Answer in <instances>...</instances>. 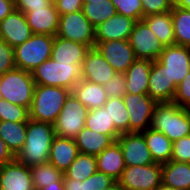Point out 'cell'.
Returning a JSON list of instances; mask_svg holds the SVG:
<instances>
[{
    "label": "cell",
    "instance_id": "cell-45",
    "mask_svg": "<svg viewBox=\"0 0 190 190\" xmlns=\"http://www.w3.org/2000/svg\"><path fill=\"white\" fill-rule=\"evenodd\" d=\"M52 3L53 0H14L15 9L24 14L30 9L49 7Z\"/></svg>",
    "mask_w": 190,
    "mask_h": 190
},
{
    "label": "cell",
    "instance_id": "cell-1",
    "mask_svg": "<svg viewBox=\"0 0 190 190\" xmlns=\"http://www.w3.org/2000/svg\"><path fill=\"white\" fill-rule=\"evenodd\" d=\"M55 136L53 124L29 119L26 141L15 158L28 167L48 162Z\"/></svg>",
    "mask_w": 190,
    "mask_h": 190
},
{
    "label": "cell",
    "instance_id": "cell-16",
    "mask_svg": "<svg viewBox=\"0 0 190 190\" xmlns=\"http://www.w3.org/2000/svg\"><path fill=\"white\" fill-rule=\"evenodd\" d=\"M33 35L26 16L14 9L0 22V38L12 48L23 44Z\"/></svg>",
    "mask_w": 190,
    "mask_h": 190
},
{
    "label": "cell",
    "instance_id": "cell-6",
    "mask_svg": "<svg viewBox=\"0 0 190 190\" xmlns=\"http://www.w3.org/2000/svg\"><path fill=\"white\" fill-rule=\"evenodd\" d=\"M54 36L33 34L23 44L14 48V62L18 69L32 72L51 58Z\"/></svg>",
    "mask_w": 190,
    "mask_h": 190
},
{
    "label": "cell",
    "instance_id": "cell-46",
    "mask_svg": "<svg viewBox=\"0 0 190 190\" xmlns=\"http://www.w3.org/2000/svg\"><path fill=\"white\" fill-rule=\"evenodd\" d=\"M60 15L74 13L82 10L81 0H53Z\"/></svg>",
    "mask_w": 190,
    "mask_h": 190
},
{
    "label": "cell",
    "instance_id": "cell-34",
    "mask_svg": "<svg viewBox=\"0 0 190 190\" xmlns=\"http://www.w3.org/2000/svg\"><path fill=\"white\" fill-rule=\"evenodd\" d=\"M35 190H41L54 182H63V172L49 162L30 167Z\"/></svg>",
    "mask_w": 190,
    "mask_h": 190
},
{
    "label": "cell",
    "instance_id": "cell-49",
    "mask_svg": "<svg viewBox=\"0 0 190 190\" xmlns=\"http://www.w3.org/2000/svg\"><path fill=\"white\" fill-rule=\"evenodd\" d=\"M65 190H82V181L71 178H63Z\"/></svg>",
    "mask_w": 190,
    "mask_h": 190
},
{
    "label": "cell",
    "instance_id": "cell-5",
    "mask_svg": "<svg viewBox=\"0 0 190 190\" xmlns=\"http://www.w3.org/2000/svg\"><path fill=\"white\" fill-rule=\"evenodd\" d=\"M31 73L36 85L64 87L71 91L82 79L81 65L59 63L51 58L41 63Z\"/></svg>",
    "mask_w": 190,
    "mask_h": 190
},
{
    "label": "cell",
    "instance_id": "cell-8",
    "mask_svg": "<svg viewBox=\"0 0 190 190\" xmlns=\"http://www.w3.org/2000/svg\"><path fill=\"white\" fill-rule=\"evenodd\" d=\"M56 36L83 43L94 48L95 27L88 21L82 10L60 15Z\"/></svg>",
    "mask_w": 190,
    "mask_h": 190
},
{
    "label": "cell",
    "instance_id": "cell-52",
    "mask_svg": "<svg viewBox=\"0 0 190 190\" xmlns=\"http://www.w3.org/2000/svg\"><path fill=\"white\" fill-rule=\"evenodd\" d=\"M102 190H122V187H121L119 181H114L110 186H108Z\"/></svg>",
    "mask_w": 190,
    "mask_h": 190
},
{
    "label": "cell",
    "instance_id": "cell-18",
    "mask_svg": "<svg viewBox=\"0 0 190 190\" xmlns=\"http://www.w3.org/2000/svg\"><path fill=\"white\" fill-rule=\"evenodd\" d=\"M116 71L94 47L86 53L81 66V78L92 83L105 85Z\"/></svg>",
    "mask_w": 190,
    "mask_h": 190
},
{
    "label": "cell",
    "instance_id": "cell-15",
    "mask_svg": "<svg viewBox=\"0 0 190 190\" xmlns=\"http://www.w3.org/2000/svg\"><path fill=\"white\" fill-rule=\"evenodd\" d=\"M177 84L171 82L165 67L158 61L152 62L147 95L157 103L173 102Z\"/></svg>",
    "mask_w": 190,
    "mask_h": 190
},
{
    "label": "cell",
    "instance_id": "cell-7",
    "mask_svg": "<svg viewBox=\"0 0 190 190\" xmlns=\"http://www.w3.org/2000/svg\"><path fill=\"white\" fill-rule=\"evenodd\" d=\"M88 110L74 94L70 93L53 124L55 134L59 137L75 139L85 127Z\"/></svg>",
    "mask_w": 190,
    "mask_h": 190
},
{
    "label": "cell",
    "instance_id": "cell-17",
    "mask_svg": "<svg viewBox=\"0 0 190 190\" xmlns=\"http://www.w3.org/2000/svg\"><path fill=\"white\" fill-rule=\"evenodd\" d=\"M0 190H35L30 167L16 158L0 167Z\"/></svg>",
    "mask_w": 190,
    "mask_h": 190
},
{
    "label": "cell",
    "instance_id": "cell-50",
    "mask_svg": "<svg viewBox=\"0 0 190 190\" xmlns=\"http://www.w3.org/2000/svg\"><path fill=\"white\" fill-rule=\"evenodd\" d=\"M41 190H65L64 189V182H54V184H49L45 188Z\"/></svg>",
    "mask_w": 190,
    "mask_h": 190
},
{
    "label": "cell",
    "instance_id": "cell-22",
    "mask_svg": "<svg viewBox=\"0 0 190 190\" xmlns=\"http://www.w3.org/2000/svg\"><path fill=\"white\" fill-rule=\"evenodd\" d=\"M96 165L98 172L110 176L115 181L121 179L126 166L121 146L117 140L96 156Z\"/></svg>",
    "mask_w": 190,
    "mask_h": 190
},
{
    "label": "cell",
    "instance_id": "cell-54",
    "mask_svg": "<svg viewBox=\"0 0 190 190\" xmlns=\"http://www.w3.org/2000/svg\"><path fill=\"white\" fill-rule=\"evenodd\" d=\"M82 1V3L84 4V3H89V0H81Z\"/></svg>",
    "mask_w": 190,
    "mask_h": 190
},
{
    "label": "cell",
    "instance_id": "cell-11",
    "mask_svg": "<svg viewBox=\"0 0 190 190\" xmlns=\"http://www.w3.org/2000/svg\"><path fill=\"white\" fill-rule=\"evenodd\" d=\"M128 41L137 59L157 60L164 48L143 20L135 22Z\"/></svg>",
    "mask_w": 190,
    "mask_h": 190
},
{
    "label": "cell",
    "instance_id": "cell-40",
    "mask_svg": "<svg viewBox=\"0 0 190 190\" xmlns=\"http://www.w3.org/2000/svg\"><path fill=\"white\" fill-rule=\"evenodd\" d=\"M143 17L172 10L174 0H141Z\"/></svg>",
    "mask_w": 190,
    "mask_h": 190
},
{
    "label": "cell",
    "instance_id": "cell-41",
    "mask_svg": "<svg viewBox=\"0 0 190 190\" xmlns=\"http://www.w3.org/2000/svg\"><path fill=\"white\" fill-rule=\"evenodd\" d=\"M171 160L190 163V135L173 142Z\"/></svg>",
    "mask_w": 190,
    "mask_h": 190
},
{
    "label": "cell",
    "instance_id": "cell-35",
    "mask_svg": "<svg viewBox=\"0 0 190 190\" xmlns=\"http://www.w3.org/2000/svg\"><path fill=\"white\" fill-rule=\"evenodd\" d=\"M85 127L100 134L121 135L115 129L114 123L110 120V116L103 106L88 110Z\"/></svg>",
    "mask_w": 190,
    "mask_h": 190
},
{
    "label": "cell",
    "instance_id": "cell-47",
    "mask_svg": "<svg viewBox=\"0 0 190 190\" xmlns=\"http://www.w3.org/2000/svg\"><path fill=\"white\" fill-rule=\"evenodd\" d=\"M15 159V155L8 148L6 143L0 138V167Z\"/></svg>",
    "mask_w": 190,
    "mask_h": 190
},
{
    "label": "cell",
    "instance_id": "cell-3",
    "mask_svg": "<svg viewBox=\"0 0 190 190\" xmlns=\"http://www.w3.org/2000/svg\"><path fill=\"white\" fill-rule=\"evenodd\" d=\"M70 93L64 87L35 85L29 119L54 124Z\"/></svg>",
    "mask_w": 190,
    "mask_h": 190
},
{
    "label": "cell",
    "instance_id": "cell-33",
    "mask_svg": "<svg viewBox=\"0 0 190 190\" xmlns=\"http://www.w3.org/2000/svg\"><path fill=\"white\" fill-rule=\"evenodd\" d=\"M96 171V156L79 153L69 168L63 172V178L84 181Z\"/></svg>",
    "mask_w": 190,
    "mask_h": 190
},
{
    "label": "cell",
    "instance_id": "cell-21",
    "mask_svg": "<svg viewBox=\"0 0 190 190\" xmlns=\"http://www.w3.org/2000/svg\"><path fill=\"white\" fill-rule=\"evenodd\" d=\"M90 50L88 45L54 36L51 59L64 64L81 65L86 53Z\"/></svg>",
    "mask_w": 190,
    "mask_h": 190
},
{
    "label": "cell",
    "instance_id": "cell-51",
    "mask_svg": "<svg viewBox=\"0 0 190 190\" xmlns=\"http://www.w3.org/2000/svg\"><path fill=\"white\" fill-rule=\"evenodd\" d=\"M174 5L190 10V0H174Z\"/></svg>",
    "mask_w": 190,
    "mask_h": 190
},
{
    "label": "cell",
    "instance_id": "cell-12",
    "mask_svg": "<svg viewBox=\"0 0 190 190\" xmlns=\"http://www.w3.org/2000/svg\"><path fill=\"white\" fill-rule=\"evenodd\" d=\"M157 60L165 67L171 82L179 85L190 71V48L176 44L164 46Z\"/></svg>",
    "mask_w": 190,
    "mask_h": 190
},
{
    "label": "cell",
    "instance_id": "cell-26",
    "mask_svg": "<svg viewBox=\"0 0 190 190\" xmlns=\"http://www.w3.org/2000/svg\"><path fill=\"white\" fill-rule=\"evenodd\" d=\"M78 100L89 110L101 108L108 100L103 85L81 79L72 89Z\"/></svg>",
    "mask_w": 190,
    "mask_h": 190
},
{
    "label": "cell",
    "instance_id": "cell-38",
    "mask_svg": "<svg viewBox=\"0 0 190 190\" xmlns=\"http://www.w3.org/2000/svg\"><path fill=\"white\" fill-rule=\"evenodd\" d=\"M117 14L133 18L136 21L142 20L143 8L141 0H111Z\"/></svg>",
    "mask_w": 190,
    "mask_h": 190
},
{
    "label": "cell",
    "instance_id": "cell-10",
    "mask_svg": "<svg viewBox=\"0 0 190 190\" xmlns=\"http://www.w3.org/2000/svg\"><path fill=\"white\" fill-rule=\"evenodd\" d=\"M122 99L129 112V132L141 133L150 128L157 102L147 94L127 93Z\"/></svg>",
    "mask_w": 190,
    "mask_h": 190
},
{
    "label": "cell",
    "instance_id": "cell-19",
    "mask_svg": "<svg viewBox=\"0 0 190 190\" xmlns=\"http://www.w3.org/2000/svg\"><path fill=\"white\" fill-rule=\"evenodd\" d=\"M136 20L115 14L95 28V43L110 40H128Z\"/></svg>",
    "mask_w": 190,
    "mask_h": 190
},
{
    "label": "cell",
    "instance_id": "cell-39",
    "mask_svg": "<svg viewBox=\"0 0 190 190\" xmlns=\"http://www.w3.org/2000/svg\"><path fill=\"white\" fill-rule=\"evenodd\" d=\"M103 88L108 99L123 97L127 94L125 74L116 72Z\"/></svg>",
    "mask_w": 190,
    "mask_h": 190
},
{
    "label": "cell",
    "instance_id": "cell-23",
    "mask_svg": "<svg viewBox=\"0 0 190 190\" xmlns=\"http://www.w3.org/2000/svg\"><path fill=\"white\" fill-rule=\"evenodd\" d=\"M79 154L75 139L55 136L51 144L48 162L58 170L66 171Z\"/></svg>",
    "mask_w": 190,
    "mask_h": 190
},
{
    "label": "cell",
    "instance_id": "cell-13",
    "mask_svg": "<svg viewBox=\"0 0 190 190\" xmlns=\"http://www.w3.org/2000/svg\"><path fill=\"white\" fill-rule=\"evenodd\" d=\"M95 48L116 72L125 73L137 59L128 40L98 42Z\"/></svg>",
    "mask_w": 190,
    "mask_h": 190
},
{
    "label": "cell",
    "instance_id": "cell-27",
    "mask_svg": "<svg viewBox=\"0 0 190 190\" xmlns=\"http://www.w3.org/2000/svg\"><path fill=\"white\" fill-rule=\"evenodd\" d=\"M162 183L180 190H190V163L170 160L161 164Z\"/></svg>",
    "mask_w": 190,
    "mask_h": 190
},
{
    "label": "cell",
    "instance_id": "cell-2",
    "mask_svg": "<svg viewBox=\"0 0 190 190\" xmlns=\"http://www.w3.org/2000/svg\"><path fill=\"white\" fill-rule=\"evenodd\" d=\"M153 130L165 134L172 142L190 135V109L173 102L157 103L151 120Z\"/></svg>",
    "mask_w": 190,
    "mask_h": 190
},
{
    "label": "cell",
    "instance_id": "cell-32",
    "mask_svg": "<svg viewBox=\"0 0 190 190\" xmlns=\"http://www.w3.org/2000/svg\"><path fill=\"white\" fill-rule=\"evenodd\" d=\"M171 15L175 44L190 48V10L173 5Z\"/></svg>",
    "mask_w": 190,
    "mask_h": 190
},
{
    "label": "cell",
    "instance_id": "cell-30",
    "mask_svg": "<svg viewBox=\"0 0 190 190\" xmlns=\"http://www.w3.org/2000/svg\"><path fill=\"white\" fill-rule=\"evenodd\" d=\"M27 122L0 121V138L16 156L26 141Z\"/></svg>",
    "mask_w": 190,
    "mask_h": 190
},
{
    "label": "cell",
    "instance_id": "cell-29",
    "mask_svg": "<svg viewBox=\"0 0 190 190\" xmlns=\"http://www.w3.org/2000/svg\"><path fill=\"white\" fill-rule=\"evenodd\" d=\"M142 20L148 25L164 46L175 44L171 11L148 15L143 17Z\"/></svg>",
    "mask_w": 190,
    "mask_h": 190
},
{
    "label": "cell",
    "instance_id": "cell-36",
    "mask_svg": "<svg viewBox=\"0 0 190 190\" xmlns=\"http://www.w3.org/2000/svg\"><path fill=\"white\" fill-rule=\"evenodd\" d=\"M114 123L115 129L120 133L129 132V115L122 97L109 98L103 105Z\"/></svg>",
    "mask_w": 190,
    "mask_h": 190
},
{
    "label": "cell",
    "instance_id": "cell-43",
    "mask_svg": "<svg viewBox=\"0 0 190 190\" xmlns=\"http://www.w3.org/2000/svg\"><path fill=\"white\" fill-rule=\"evenodd\" d=\"M114 181L110 176L96 171L92 176L82 181V190H102Z\"/></svg>",
    "mask_w": 190,
    "mask_h": 190
},
{
    "label": "cell",
    "instance_id": "cell-42",
    "mask_svg": "<svg viewBox=\"0 0 190 190\" xmlns=\"http://www.w3.org/2000/svg\"><path fill=\"white\" fill-rule=\"evenodd\" d=\"M14 68V48L0 38V76Z\"/></svg>",
    "mask_w": 190,
    "mask_h": 190
},
{
    "label": "cell",
    "instance_id": "cell-48",
    "mask_svg": "<svg viewBox=\"0 0 190 190\" xmlns=\"http://www.w3.org/2000/svg\"><path fill=\"white\" fill-rule=\"evenodd\" d=\"M14 9H15V4L13 1L0 0V22Z\"/></svg>",
    "mask_w": 190,
    "mask_h": 190
},
{
    "label": "cell",
    "instance_id": "cell-44",
    "mask_svg": "<svg viewBox=\"0 0 190 190\" xmlns=\"http://www.w3.org/2000/svg\"><path fill=\"white\" fill-rule=\"evenodd\" d=\"M173 103L183 108L190 109V71L177 86Z\"/></svg>",
    "mask_w": 190,
    "mask_h": 190
},
{
    "label": "cell",
    "instance_id": "cell-9",
    "mask_svg": "<svg viewBox=\"0 0 190 190\" xmlns=\"http://www.w3.org/2000/svg\"><path fill=\"white\" fill-rule=\"evenodd\" d=\"M119 183L124 190H156L162 184L161 164L126 166Z\"/></svg>",
    "mask_w": 190,
    "mask_h": 190
},
{
    "label": "cell",
    "instance_id": "cell-31",
    "mask_svg": "<svg viewBox=\"0 0 190 190\" xmlns=\"http://www.w3.org/2000/svg\"><path fill=\"white\" fill-rule=\"evenodd\" d=\"M82 12L95 28L117 13L111 0H89L83 4Z\"/></svg>",
    "mask_w": 190,
    "mask_h": 190
},
{
    "label": "cell",
    "instance_id": "cell-28",
    "mask_svg": "<svg viewBox=\"0 0 190 190\" xmlns=\"http://www.w3.org/2000/svg\"><path fill=\"white\" fill-rule=\"evenodd\" d=\"M142 133L155 163L164 164L172 159L173 142L165 134L152 128Z\"/></svg>",
    "mask_w": 190,
    "mask_h": 190
},
{
    "label": "cell",
    "instance_id": "cell-4",
    "mask_svg": "<svg viewBox=\"0 0 190 190\" xmlns=\"http://www.w3.org/2000/svg\"><path fill=\"white\" fill-rule=\"evenodd\" d=\"M35 85L31 72L14 68L0 76V98L29 110Z\"/></svg>",
    "mask_w": 190,
    "mask_h": 190
},
{
    "label": "cell",
    "instance_id": "cell-24",
    "mask_svg": "<svg viewBox=\"0 0 190 190\" xmlns=\"http://www.w3.org/2000/svg\"><path fill=\"white\" fill-rule=\"evenodd\" d=\"M152 60L136 59L125 74L127 93L147 94Z\"/></svg>",
    "mask_w": 190,
    "mask_h": 190
},
{
    "label": "cell",
    "instance_id": "cell-25",
    "mask_svg": "<svg viewBox=\"0 0 190 190\" xmlns=\"http://www.w3.org/2000/svg\"><path fill=\"white\" fill-rule=\"evenodd\" d=\"M120 135H105L84 127L76 136L79 153L97 156L108 148Z\"/></svg>",
    "mask_w": 190,
    "mask_h": 190
},
{
    "label": "cell",
    "instance_id": "cell-20",
    "mask_svg": "<svg viewBox=\"0 0 190 190\" xmlns=\"http://www.w3.org/2000/svg\"><path fill=\"white\" fill-rule=\"evenodd\" d=\"M25 16L33 34L56 36L60 14L54 2L49 7L30 9Z\"/></svg>",
    "mask_w": 190,
    "mask_h": 190
},
{
    "label": "cell",
    "instance_id": "cell-53",
    "mask_svg": "<svg viewBox=\"0 0 190 190\" xmlns=\"http://www.w3.org/2000/svg\"><path fill=\"white\" fill-rule=\"evenodd\" d=\"M156 190H180V189H176L172 186H168L162 183Z\"/></svg>",
    "mask_w": 190,
    "mask_h": 190
},
{
    "label": "cell",
    "instance_id": "cell-37",
    "mask_svg": "<svg viewBox=\"0 0 190 190\" xmlns=\"http://www.w3.org/2000/svg\"><path fill=\"white\" fill-rule=\"evenodd\" d=\"M29 110L0 98V121L28 122Z\"/></svg>",
    "mask_w": 190,
    "mask_h": 190
},
{
    "label": "cell",
    "instance_id": "cell-14",
    "mask_svg": "<svg viewBox=\"0 0 190 190\" xmlns=\"http://www.w3.org/2000/svg\"><path fill=\"white\" fill-rule=\"evenodd\" d=\"M117 141L121 146L125 166L154 164L143 133L128 132L121 134Z\"/></svg>",
    "mask_w": 190,
    "mask_h": 190
}]
</instances>
